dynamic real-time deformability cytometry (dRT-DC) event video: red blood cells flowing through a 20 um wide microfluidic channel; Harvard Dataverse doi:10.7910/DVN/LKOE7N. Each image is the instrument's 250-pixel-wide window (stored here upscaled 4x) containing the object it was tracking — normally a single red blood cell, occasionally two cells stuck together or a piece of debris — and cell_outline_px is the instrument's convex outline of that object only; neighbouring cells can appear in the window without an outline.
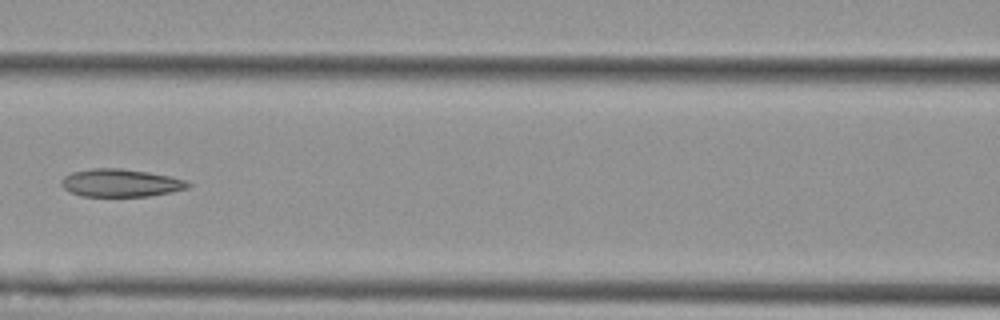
{"species": "Egyptian fruit bat (a non-hibernating species)", "species_latin": "Rousettus aegyptiacus", "temperature_condition": "cold", "stored_images_in_passage": 7, "camera_frame_rate_fps": 3000, "um_per_image_px": 0.085, "animal": {"sex": "female"}, "frame": {"image": 1, "passage_image": 7, "time_ms": 7.0, "image_size_px": [1000, 320], "cell_outline_px": [[192, 184], [188, 188], [148, 196], [80, 196], [64, 188], [60, 184], [60, 180], [64, 176], [72, 172], [92, 168], [120, 168], [148, 172], [168, 176], [184, 180]], "centroid_in_image_um": [10.21, 15.54], "position_along_channel_um": 156.4, "area_um2": 20.35}}